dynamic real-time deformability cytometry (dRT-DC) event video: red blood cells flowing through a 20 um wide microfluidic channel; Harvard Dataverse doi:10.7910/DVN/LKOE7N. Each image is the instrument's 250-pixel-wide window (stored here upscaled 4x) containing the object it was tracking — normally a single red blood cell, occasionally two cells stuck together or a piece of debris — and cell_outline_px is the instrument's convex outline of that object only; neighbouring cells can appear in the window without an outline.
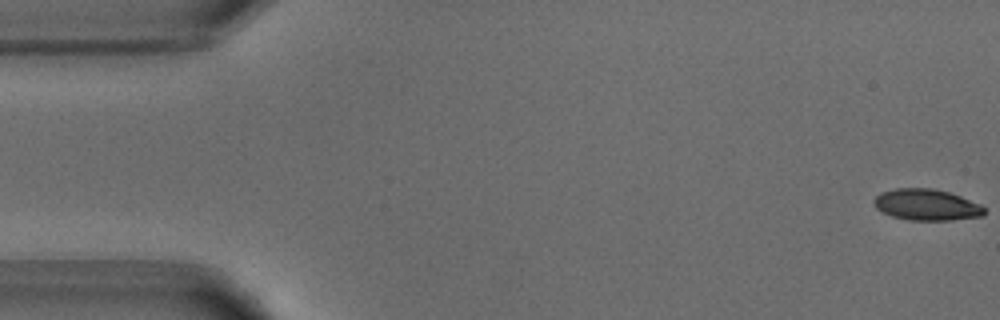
{"species": "common noctule bat (a hibernating species)", "species_latin": "Nyctalus noctula", "temperature_condition": "warm", "stored_images_in_passage": 52, "camera_frame_rate_fps": 3000, "um_per_image_px": 0.085, "animal": {"sex": "male", "body_mass_g": 18.8}, "frame": {"image": 1, "passage_image": 1, "time_ms": 0.0, "image_size_px": [1000, 320], "cell_outline_px": [[984, 216], [952, 220], [908, 220], [892, 216], [876, 208], [872, 200], [880, 192], [896, 188], [932, 188], [948, 192], [960, 196], [980, 204], [984, 208]], "centroid_in_image_um": [78.74, 17.4], "position_along_channel_um": 6.3, "area_um2": 20.11}}
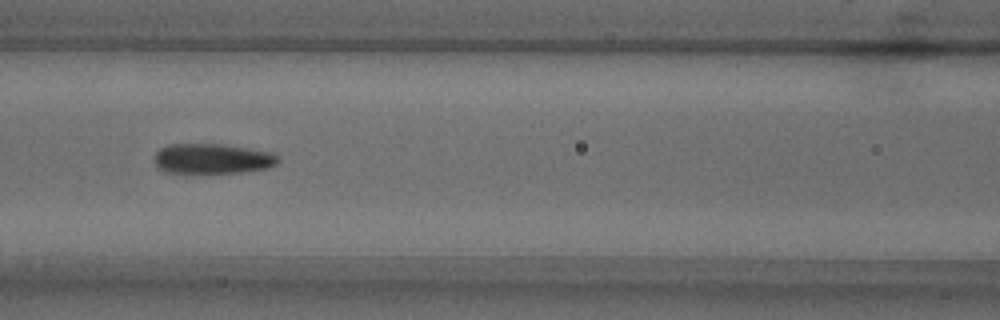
{"frame": {"image": 2, "passage_image": 22, "time_ms": 7.0, "image_size_px": [1000, 320], "cell_outline_px": [[280, 160], [276, 164], [268, 168], [244, 172], [208, 176], [184, 176], [164, 172], [156, 164], [156, 152], [160, 148], [168, 144], [220, 144], [272, 152]], "centroid_in_image_um": [18.0, 13.56], "position_along_channel_um": 148.6, "area_um2": 22.89}}
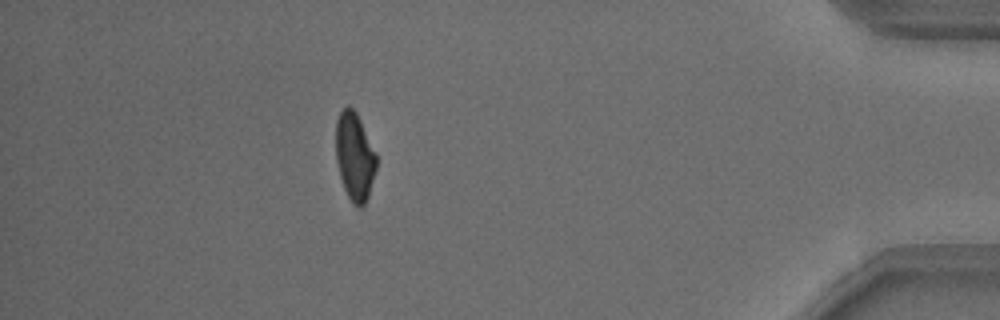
{"frame": {"image": 3, "passage_image": 46, "time_ms": 15.0, "image_size_px": [1000, 320], "cell_outline_px": [[376, 168], [368, 196], [364, 204], [360, 208], [352, 204], [344, 188], [340, 176], [336, 160], [336, 120], [340, 112], [348, 104], [356, 112], [376, 152]], "centroid_in_image_um": [30.14, 13.3], "position_along_channel_um": 405.1, "area_um2": 20.69}, "authors_computed_cell_mechanics": {"area_um2": 21.5594, "velocity_mm_per_s": 3.8706, "shape_relaxation_time_tau1_ms": 5.111, "shape_relaxation_time_tau2_ms": 2.6424, "deformation_change_tau1": 0.1747, "deformation_change_tau2": 0.0758}}